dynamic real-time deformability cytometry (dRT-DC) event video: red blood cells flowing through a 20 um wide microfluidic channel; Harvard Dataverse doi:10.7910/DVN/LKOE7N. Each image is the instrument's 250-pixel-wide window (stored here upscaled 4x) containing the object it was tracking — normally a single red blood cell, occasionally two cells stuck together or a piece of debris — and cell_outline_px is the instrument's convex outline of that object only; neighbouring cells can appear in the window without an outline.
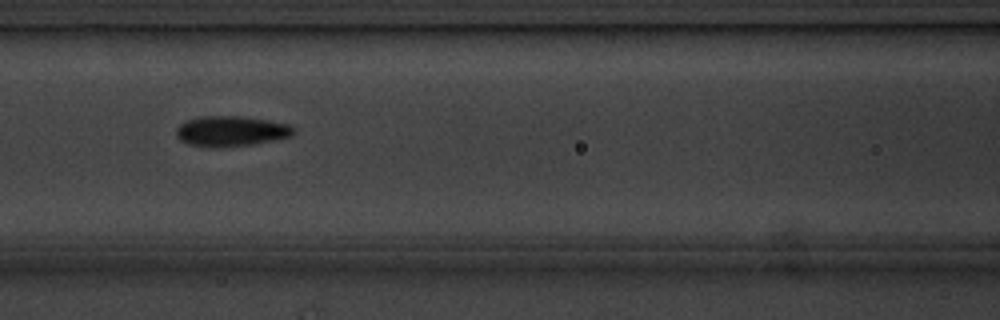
{"species": "common noctule bat (a hibernating species)", "species_latin": "Nyctalus noctula", "temperature_condition": "cold", "stored_images_in_passage": 9, "camera_frame_rate_fps": 3000, "um_per_image_px": 0.085, "animal": {"sex": "male", "body_mass_g": 20.1, "forearm_length_mm": 53.5}, "frame": {"image": 1, "passage_image": 6, "time_ms": 5.667, "image_size_px": [1000, 320], "cell_outline_px": [[296, 132], [292, 136], [252, 144], [188, 144], [180, 140], [176, 136], [176, 128], [184, 120], [200, 116], [240, 116], [268, 120], [288, 124], [296, 128]], "centroid_in_image_um": [19.67, 11.08], "position_along_channel_um": 146.9, "area_um2": 20.0}}